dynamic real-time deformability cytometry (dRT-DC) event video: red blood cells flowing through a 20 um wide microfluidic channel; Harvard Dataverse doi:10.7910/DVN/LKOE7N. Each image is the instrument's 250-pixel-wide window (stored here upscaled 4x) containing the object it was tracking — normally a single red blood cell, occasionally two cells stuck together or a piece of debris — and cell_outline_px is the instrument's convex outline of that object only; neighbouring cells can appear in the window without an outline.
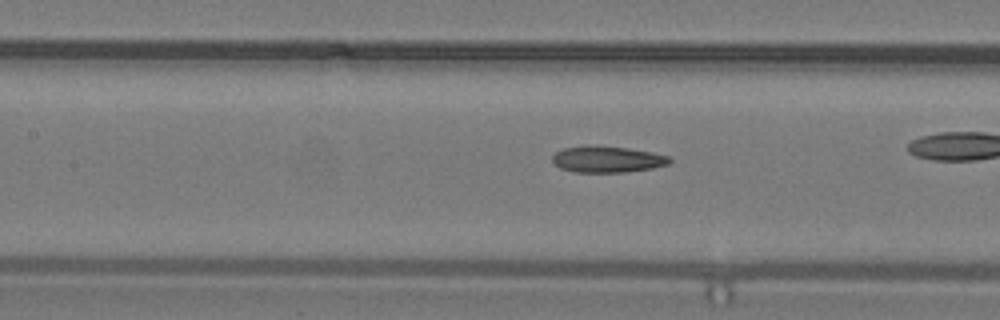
{"species": "common noctule bat (a hibernating species)", "species_latin": "Nyctalus noctula", "temperature_condition": "warm", "stored_images_in_passage": 38, "camera_frame_rate_fps": 3000, "um_per_image_px": 0.085, "animal": {"sex": "male", "body_mass_g": 19.2, "forearm_length_mm": 51.8}, "frame": {"image": 1, "passage_image": 22, "time_ms": 7.0, "image_size_px": [1000, 320], "cell_outline_px": [[672, 160], [668, 164], [652, 168], [624, 172], [576, 172], [560, 168], [552, 160], [552, 156], [556, 152], [564, 148], [628, 148], [652, 152], [668, 156]], "centroid_in_image_um": [51.66, 13.58], "position_along_channel_um": 155.7, "area_um2": 17.11}}